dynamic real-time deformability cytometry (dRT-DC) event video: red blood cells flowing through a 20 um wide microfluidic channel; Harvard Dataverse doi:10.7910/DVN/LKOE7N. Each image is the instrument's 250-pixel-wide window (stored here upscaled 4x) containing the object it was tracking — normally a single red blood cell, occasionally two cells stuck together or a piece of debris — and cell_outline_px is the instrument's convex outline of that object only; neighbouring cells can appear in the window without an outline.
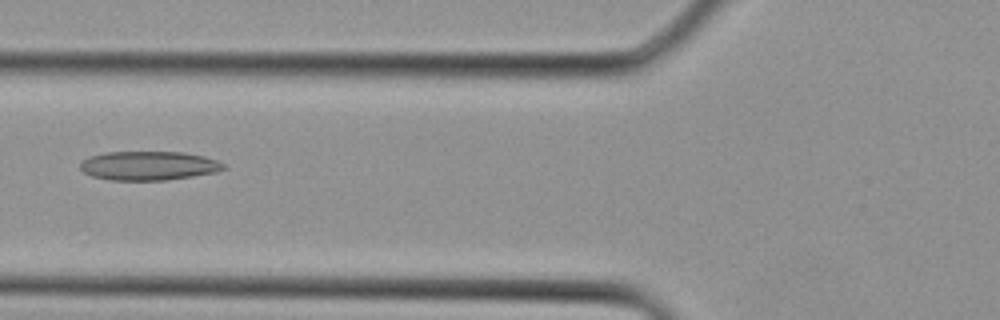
{"species": "Egyptian fruit bat (a non-hibernating species)", "species_latin": "Rousettus aegyptiacus", "temperature_condition": "cold", "stored_images_in_passage": 2, "camera_frame_rate_fps": 3000, "um_per_image_px": 0.085, "animal": {"sex": "female"}, "frame": {"image": 1, "passage_image": 2, "time_ms": 0.333, "image_size_px": [1000, 320], "cell_outline_px": [[228, 168], [216, 172], [168, 180], [112, 180], [92, 176], [84, 172], [80, 168], [80, 164], [88, 156], [104, 152], [184, 152], [204, 156], [216, 160], [224, 164]], "centroid_in_image_um": [12.65, 14.08], "position_along_channel_um": 113.2, "area_um2": 24.28}}